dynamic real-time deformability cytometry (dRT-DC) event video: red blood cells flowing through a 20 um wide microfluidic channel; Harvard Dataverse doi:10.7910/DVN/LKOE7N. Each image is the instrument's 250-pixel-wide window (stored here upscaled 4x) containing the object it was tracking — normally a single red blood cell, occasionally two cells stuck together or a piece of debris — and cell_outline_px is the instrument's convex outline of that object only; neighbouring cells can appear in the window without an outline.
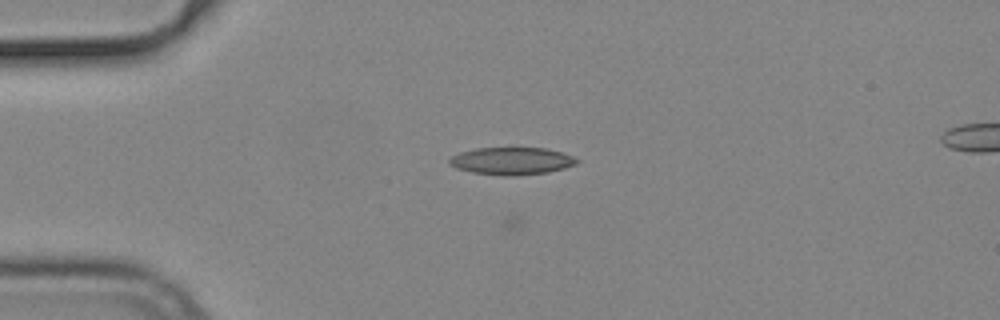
{"species": "common noctule bat (a hibernating species)", "species_latin": "Nyctalus noctula", "temperature_condition": "cold", "stored_images_in_passage": 59, "camera_frame_rate_fps": 3000, "um_per_image_px": 0.085, "animal": {"sex": "male", "body_mass_g": 19.2, "forearm_length_mm": 51.8}, "frame": {"image": 1, "passage_image": 21, "time_ms": 6.667, "image_size_px": [1000, 320], "cell_outline_px": [[580, 160], [576, 164], [564, 168], [548, 172], [516, 176], [500, 176], [472, 172], [456, 168], [448, 164], [448, 160], [452, 156], [460, 152], [476, 148], [544, 148], [560, 152], [572, 156]], "centroid_in_image_um": [43.47, 13.69], "position_along_channel_um": 41.5, "area_um2": 20.4}}
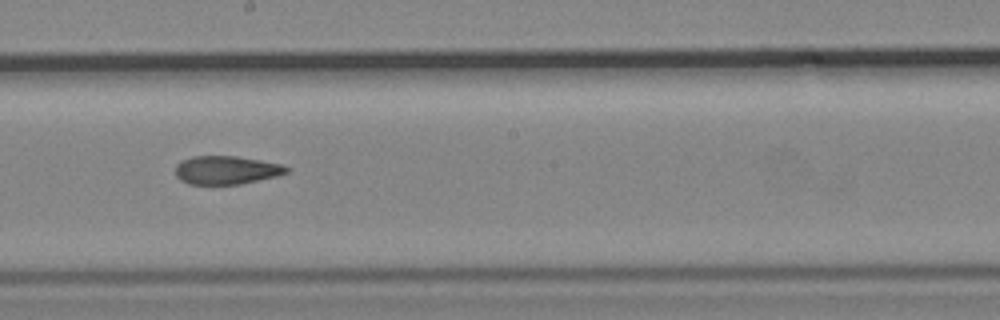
{"frame": {"image": 2, "passage_image": 38, "time_ms": 12.333, "image_size_px": [1000, 320], "cell_outline_px": [[288, 172], [276, 176], [240, 184], [188, 184], [180, 180], [176, 176], [176, 164], [180, 160], [192, 156], [236, 156], [260, 160], [280, 164], [288, 168]], "centroid_in_image_um": [19.19, 14.45], "position_along_channel_um": 229.0, "area_um2": 18.32}}
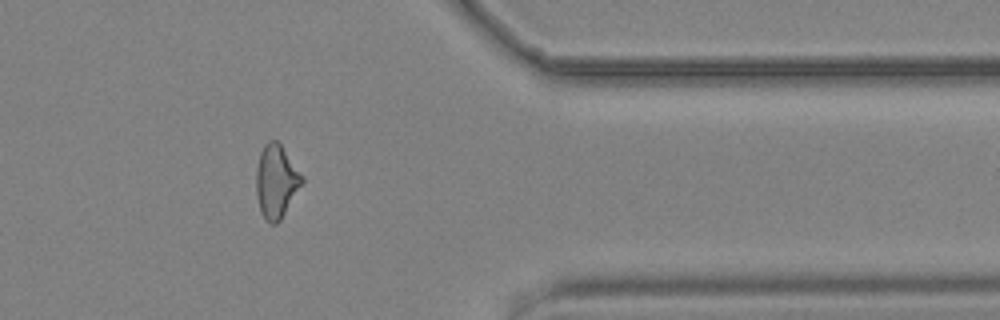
{"frame": {"image": 3, "passage_image": 52, "time_ms": 17.0, "image_size_px": [1000, 320], "cell_outline_px": [[304, 180], [280, 220], [276, 224], [272, 224], [264, 220], [260, 212], [256, 196], [256, 168], [260, 152], [264, 144], [268, 140], [276, 140], [280, 144], [304, 176]], "centroid_in_image_um": [23.45, 15.42], "position_along_channel_um": 387.9, "area_um2": 19.59}, "authors_computed_cell_mechanics": {"area_um2": 18.9584, "velocity_mm_per_s": 3.7691, "shape_relaxation_time_tau1_ms": null, "shape_relaxation_time_tau2_ms": 3.1538, "deformation_change_tau1": null, "deformation_change_tau2": 0.1138}}